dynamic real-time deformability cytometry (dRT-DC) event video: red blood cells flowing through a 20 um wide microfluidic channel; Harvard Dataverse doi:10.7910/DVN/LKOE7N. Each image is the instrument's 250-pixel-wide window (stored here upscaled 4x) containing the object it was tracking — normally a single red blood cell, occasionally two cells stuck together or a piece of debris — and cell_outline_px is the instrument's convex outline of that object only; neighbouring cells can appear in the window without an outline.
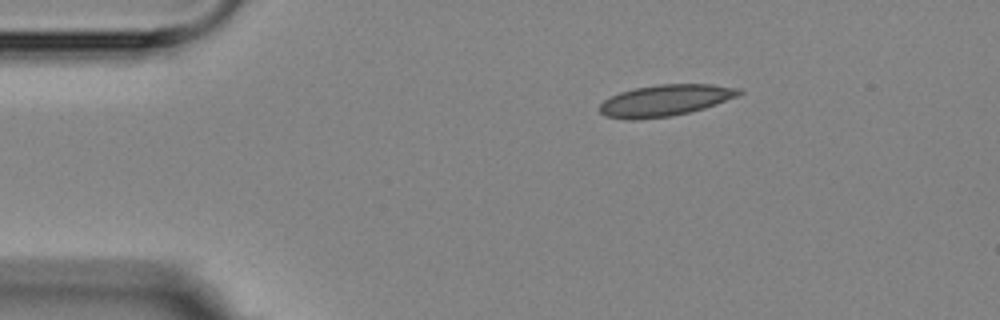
{"species": "Egyptian fruit bat (a non-hibernating species)", "species_latin": "Rousettus aegyptiacus", "temperature_condition": "room temperature", "stored_images_in_passage": 6, "camera_frame_rate_fps": 3000, "um_per_image_px": 0.085, "animal": {"sex": "female"}, "frame": {"image": 1, "passage_image": 1, "time_ms": 0.0, "image_size_px": [1000, 320], "cell_outline_px": [[744, 92], [736, 96], [716, 104], [704, 108], [688, 112], [668, 116], [604, 116], [600, 112], [600, 104], [604, 100], [620, 92], [636, 88], [660, 84], [712, 84], [744, 88]], "centroid_in_image_um": [56.67, 8.47], "position_along_channel_um": 28.3, "area_um2": 24.39}}
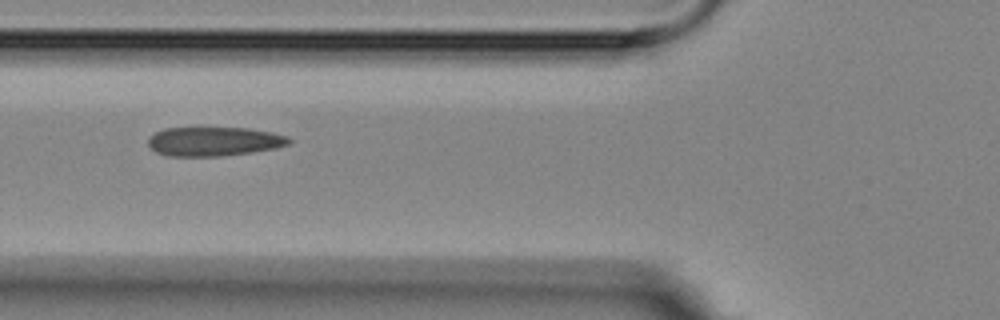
{"frame": {"image": 2, "passage_image": 4, "time_ms": 3.667, "image_size_px": [1000, 320], "cell_outline_px": [[292, 140], [288, 144], [276, 148], [252, 152], [220, 156], [168, 156], [156, 152], [148, 144], [148, 136], [164, 128], [248, 128], [272, 132], [288, 136]], "centroid_in_image_um": [18.19, 12.02], "position_along_channel_um": 107.6, "area_um2": 23.93}}
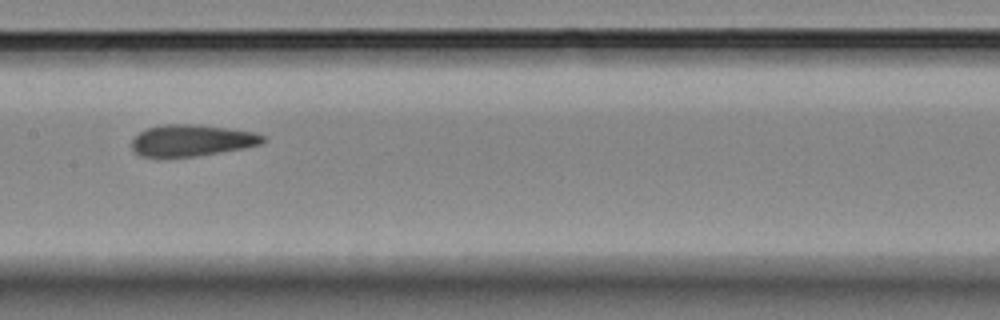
{"frame": {"image": 3, "passage_image": 6, "time_ms": 6.0, "image_size_px": [1000, 320], "cell_outline_px": [[268, 140], [260, 144], [244, 148], [196, 156], [140, 156], [132, 148], [132, 140], [140, 132], [148, 128], [160, 124], [196, 124], [228, 128], [256, 132], [264, 136]], "centroid_in_image_um": [16.34, 11.92], "position_along_channel_um": 191.1, "area_um2": 23.99}}